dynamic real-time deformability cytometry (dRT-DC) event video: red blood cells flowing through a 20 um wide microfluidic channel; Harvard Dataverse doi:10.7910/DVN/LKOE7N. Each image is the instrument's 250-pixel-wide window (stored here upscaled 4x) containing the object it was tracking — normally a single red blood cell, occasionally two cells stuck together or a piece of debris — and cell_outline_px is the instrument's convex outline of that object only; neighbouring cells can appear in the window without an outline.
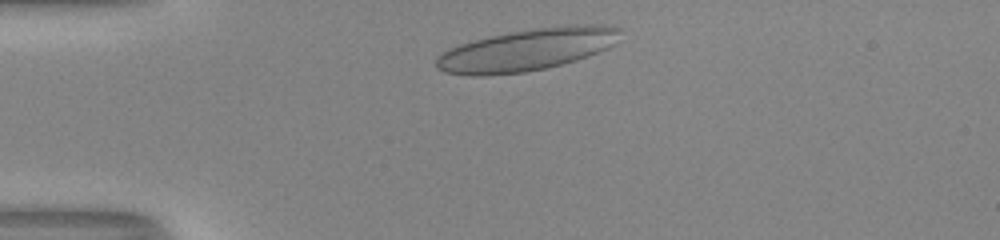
{"species": "human", "species_latin": "Homo sapiens", "temperature_condition": "room temperature", "stored_images_in_passage": 42, "camera_frame_rate_fps": 3000, "um_per_image_px": 0.085, "donor": {"sex": "male"}, "frame": {"image": 1, "passage_image": 3, "time_ms": 0.667, "image_size_px": [1000, 240], "cell_outline_px": [[620, 28], [616, 44], [608, 48], [560, 64], [544, 68], [524, 72], [484, 76], [476, 76], [444, 72], [436, 68], [436, 56], [460, 44], [492, 36], [512, 32], [536, 28], [568, 24], [592, 24]], "centroid_in_image_um": [44.77, 4.23], "position_along_channel_um": 40.2, "area_um2": 44.33}}
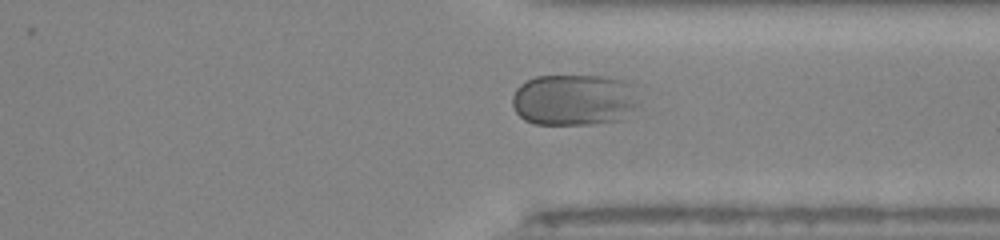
{"frame": {"image": 2, "passage_image": 30, "time_ms": 9.667, "image_size_px": [1000, 240], "cell_outline_px": [[640, 116], [624, 120], [592, 124], [532, 124], [524, 120], [516, 112], [512, 104], [512, 96], [516, 88], [520, 84], [536, 76], [608, 76], [624, 80], [636, 84], [640, 104]], "centroid_in_image_um": [48.96, 8.5], "position_along_channel_um": 362.4, "area_um2": 39.71}}
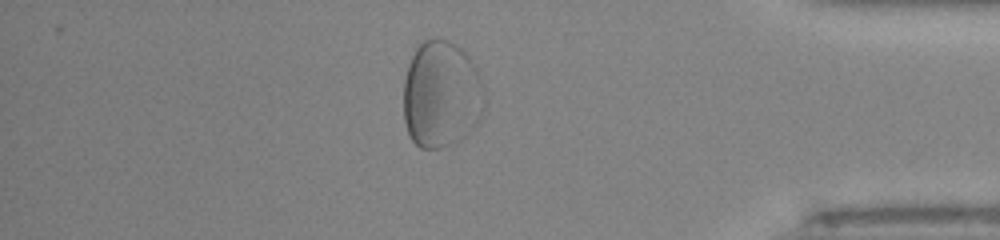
{"frame": {"image": 3, "passage_image": 35, "time_ms": 11.333, "image_size_px": [1000, 240], "cell_outline_px": [[484, 108], [476, 124], [460, 140], [440, 148], [420, 148], [408, 136], [404, 124], [404, 76], [408, 64], [416, 48], [424, 40], [448, 40], [456, 44], [476, 64], [484, 88]], "centroid_in_image_um": [37.51, 8.04], "position_along_channel_um": 397.7, "area_um2": 50.86}}